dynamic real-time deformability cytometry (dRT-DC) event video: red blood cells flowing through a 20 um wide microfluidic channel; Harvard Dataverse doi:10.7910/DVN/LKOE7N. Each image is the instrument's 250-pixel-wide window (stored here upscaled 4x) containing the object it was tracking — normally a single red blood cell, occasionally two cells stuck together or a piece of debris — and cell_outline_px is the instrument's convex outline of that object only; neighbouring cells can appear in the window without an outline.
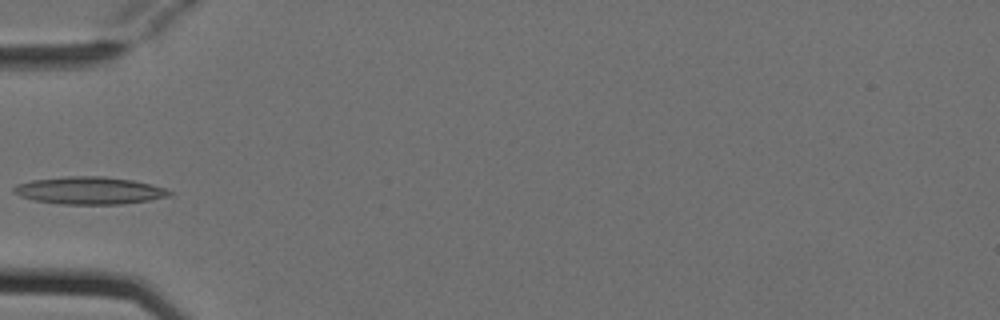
{"species": "Egyptian fruit bat (a non-hibernating species)", "species_latin": "Rousettus aegyptiacus", "temperature_condition": "cold", "stored_images_in_passage": 3, "camera_frame_rate_fps": 3000, "um_per_image_px": 0.085, "animal": {"sex": "female"}, "frame": {"image": 1, "passage_image": 3, "time_ms": 0.667, "image_size_px": [1000, 320], "cell_outline_px": [[172, 196], [148, 200], [120, 204], [60, 204], [32, 200], [20, 196], [12, 192], [12, 188], [16, 184], [32, 180], [64, 176], [104, 176], [132, 180], [152, 184], [164, 188], [172, 192]], "centroid_in_image_um": [7.57, 16.19], "position_along_channel_um": 77.4, "area_um2": 25.03}}